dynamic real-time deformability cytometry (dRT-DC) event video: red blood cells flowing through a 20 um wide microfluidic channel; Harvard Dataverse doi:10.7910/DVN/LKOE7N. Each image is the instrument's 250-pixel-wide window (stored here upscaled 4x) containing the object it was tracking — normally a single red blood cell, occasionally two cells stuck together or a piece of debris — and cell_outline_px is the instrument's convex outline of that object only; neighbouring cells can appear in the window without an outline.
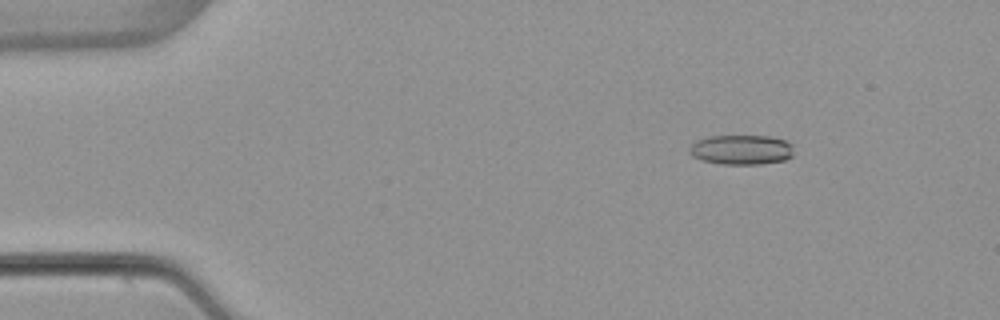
{"species": "common noctule bat (a hibernating species)", "species_latin": "Nyctalus noctula", "temperature_condition": "warm", "stored_images_in_passage": 5, "camera_frame_rate_fps": 3000, "um_per_image_px": 0.085, "animal": {"sex": "female", "body_mass_g": 22.7, "forearm_length_mm": 54.2}, "frame": {"image": 1, "passage_image": 3, "time_ms": 2.333, "image_size_px": [1000, 320], "cell_outline_px": [[792, 156], [784, 160], [760, 164], [720, 164], [704, 160], [692, 156], [688, 152], [688, 148], [696, 140], [708, 136], [768, 136], [784, 140], [792, 144]], "centroid_in_image_um": [62.99, 12.72], "position_along_channel_um": 22.0, "area_um2": 18.09}}
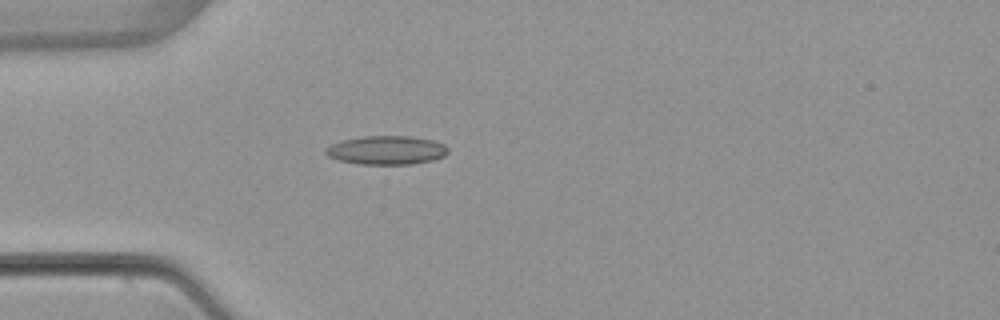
{"frame": {"image": 2, "passage_image": 5, "time_ms": 5.0, "image_size_px": [1000, 320], "cell_outline_px": [[448, 152], [444, 156], [432, 160], [412, 164], [360, 164], [340, 160], [328, 156], [324, 152], [324, 148], [332, 144], [344, 140], [364, 136], [412, 136], [432, 140], [444, 144], [448, 148]], "centroid_in_image_um": [32.86, 12.76], "position_along_channel_um": 52.1, "area_um2": 20.4}}